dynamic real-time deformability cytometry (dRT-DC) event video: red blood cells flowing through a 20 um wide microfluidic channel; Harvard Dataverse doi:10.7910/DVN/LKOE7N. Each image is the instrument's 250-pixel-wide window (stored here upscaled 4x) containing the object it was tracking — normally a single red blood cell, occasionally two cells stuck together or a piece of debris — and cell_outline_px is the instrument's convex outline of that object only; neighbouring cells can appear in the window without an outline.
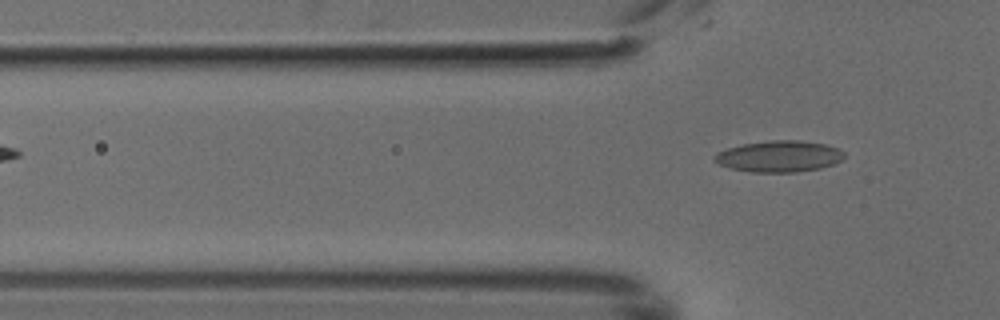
{"species": "common noctule bat (a hibernating species)", "species_latin": "Nyctalus noctula", "temperature_condition": "cold", "stored_images_in_passage": 2, "camera_frame_rate_fps": 3000, "um_per_image_px": 0.085, "animal": {"sex": "male", "body_mass_g": 18.8}, "frame": {"image": 1, "passage_image": 2, "time_ms": 0.333, "image_size_px": [1000, 320], "cell_outline_px": [[844, 156], [836, 164], [820, 168], [796, 172], [752, 172], [732, 168], [720, 164], [712, 160], [712, 156], [716, 152], [728, 148], [744, 144], [768, 140], [796, 140], [824, 144], [840, 148], [844, 152]], "centroid_in_image_um": [66.23, 13.29], "position_along_channel_um": 59.6, "area_um2": 23.7}}